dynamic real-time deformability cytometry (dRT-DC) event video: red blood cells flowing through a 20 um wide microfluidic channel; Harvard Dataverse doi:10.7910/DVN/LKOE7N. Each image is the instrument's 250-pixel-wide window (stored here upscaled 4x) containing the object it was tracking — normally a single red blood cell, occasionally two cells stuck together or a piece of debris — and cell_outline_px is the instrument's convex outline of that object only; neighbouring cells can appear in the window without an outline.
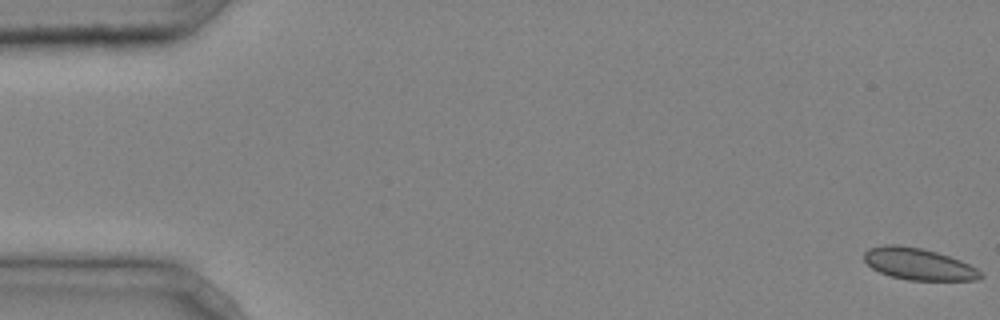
{"species": "common noctule bat (a hibernating species)", "species_latin": "Nyctalus noctula", "temperature_condition": "cold", "stored_images_in_passage": 5, "camera_frame_rate_fps": 3000, "um_per_image_px": 0.085, "animal": {"sex": "male", "body_mass_g": 20.4}, "frame": {"image": 1, "passage_image": 1, "time_ms": 0.0, "image_size_px": [1000, 320], "cell_outline_px": [[984, 276], [976, 280], [908, 280], [892, 276], [880, 272], [872, 268], [864, 260], [864, 252], [868, 248], [884, 244], [900, 244], [920, 248], [936, 252], [960, 260], [984, 272]], "centroid_in_image_um": [78.07, 22.43], "position_along_channel_um": 6.9, "area_um2": 21.56}}
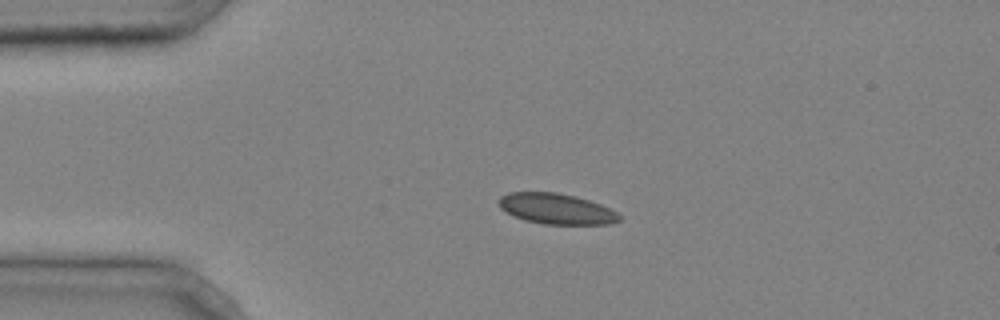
{"frame": {"image": 2, "passage_image": 4, "time_ms": 1.0, "image_size_px": [1000, 320], "cell_outline_px": [[620, 220], [612, 224], [544, 224], [524, 220], [500, 208], [496, 200], [500, 196], [508, 192], [556, 192], [576, 196], [600, 204], [616, 212], [620, 216]], "centroid_in_image_um": [47.26, 17.74], "position_along_channel_um": 37.7, "area_um2": 21.5}}